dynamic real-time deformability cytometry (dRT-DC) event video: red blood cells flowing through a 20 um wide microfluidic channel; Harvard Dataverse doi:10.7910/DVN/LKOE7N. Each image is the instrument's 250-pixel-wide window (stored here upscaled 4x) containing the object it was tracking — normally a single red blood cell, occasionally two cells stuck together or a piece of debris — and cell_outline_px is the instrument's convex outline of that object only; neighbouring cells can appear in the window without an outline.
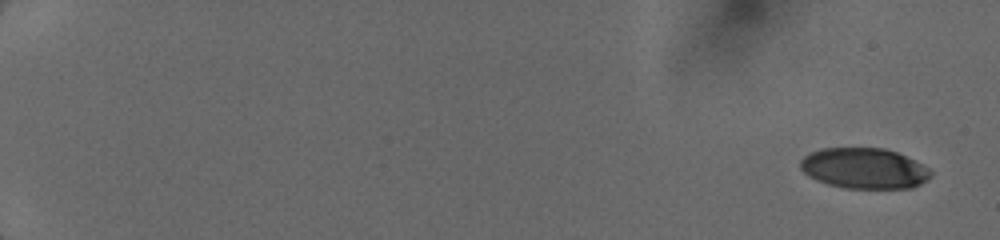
{"species": "human", "species_latin": "Homo sapiens", "temperature_condition": "cold", "stored_images_in_passage": 9, "camera_frame_rate_fps": 3000, "um_per_image_px": 0.085, "donor": {"sex": "female"}, "frame": {"image": 1, "passage_image": 1, "time_ms": 0.0, "image_size_px": [1000, 240], "cell_outline_px": [[932, 176], [928, 180], [912, 188], [844, 188], [828, 184], [816, 180], [808, 176], [800, 168], [800, 160], [804, 156], [820, 148], [884, 148], [896, 152], [928, 168], [932, 172]], "centroid_in_image_um": [73.44, 14.31], "position_along_channel_um": 11.6, "area_um2": 30.81}}
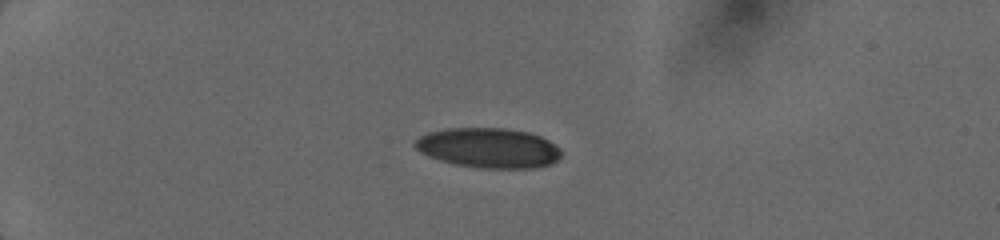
{"frame": {"image": 2, "passage_image": 6, "time_ms": 4.333, "image_size_px": [1000, 240], "cell_outline_px": [[560, 156], [552, 164], [536, 168], [480, 168], [456, 164], [440, 160], [428, 156], [420, 152], [412, 144], [420, 136], [428, 132], [444, 128], [504, 128], [528, 132], [540, 136], [548, 140], [560, 148]], "centroid_in_image_um": [41.51, 12.57], "position_along_channel_um": 43.5, "area_um2": 34.1}}
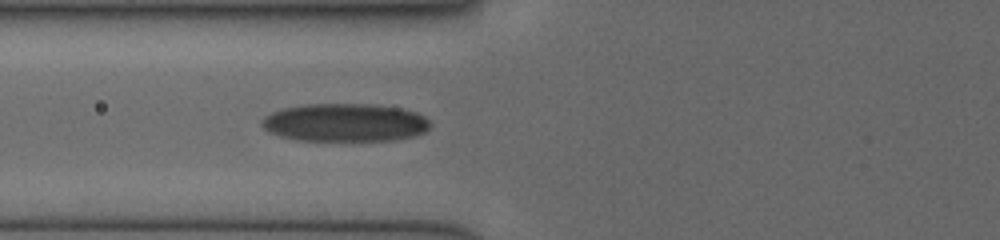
{"frame": {"image": 3, "passage_image": 9, "time_ms": 7.0, "image_size_px": [1000, 240], "cell_outline_px": [[432, 124], [424, 132], [416, 136], [392, 140], [296, 140], [280, 136], [268, 132], [260, 124], [260, 120], [264, 116], [272, 112], [284, 108], [304, 104], [376, 104], [400, 108], [416, 112], [424, 116]], "centroid_in_image_um": [29.31, 10.41], "position_along_channel_um": 96.5, "area_um2": 37.57}}